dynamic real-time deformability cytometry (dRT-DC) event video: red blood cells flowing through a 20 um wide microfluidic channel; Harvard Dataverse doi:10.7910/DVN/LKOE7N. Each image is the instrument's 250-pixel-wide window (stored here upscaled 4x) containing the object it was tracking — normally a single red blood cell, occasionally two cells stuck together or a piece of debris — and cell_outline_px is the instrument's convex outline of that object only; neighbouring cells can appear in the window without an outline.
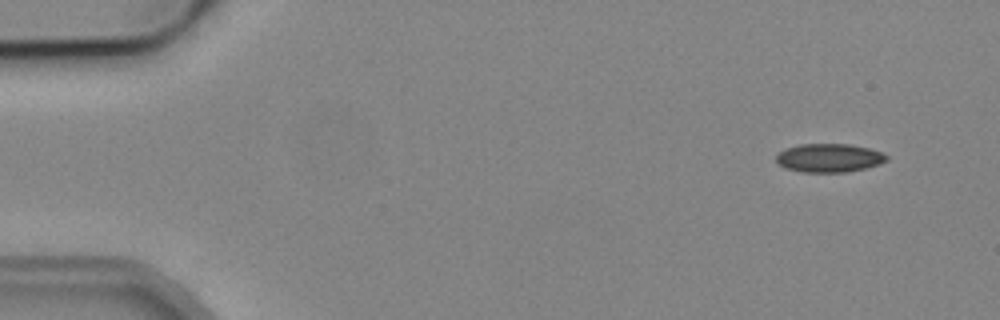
{"species": "common noctule bat (a hibernating species)", "species_latin": "Nyctalus noctula", "temperature_condition": "cold", "stored_images_in_passage": 6, "camera_frame_rate_fps": 3000, "um_per_image_px": 0.085, "animal": {"sex": "male", "body_mass_g": 19.2, "forearm_length_mm": 51.8}, "frame": {"image": 1, "passage_image": 1, "time_ms": 0.0, "image_size_px": [1000, 320], "cell_outline_px": [[888, 160], [880, 164], [864, 168], [844, 172], [804, 172], [784, 168], [776, 164], [776, 156], [784, 148], [800, 144], [848, 144], [868, 148], [884, 152], [888, 156]], "centroid_in_image_um": [70.46, 13.42], "position_along_channel_um": 14.5, "area_um2": 18.5}}
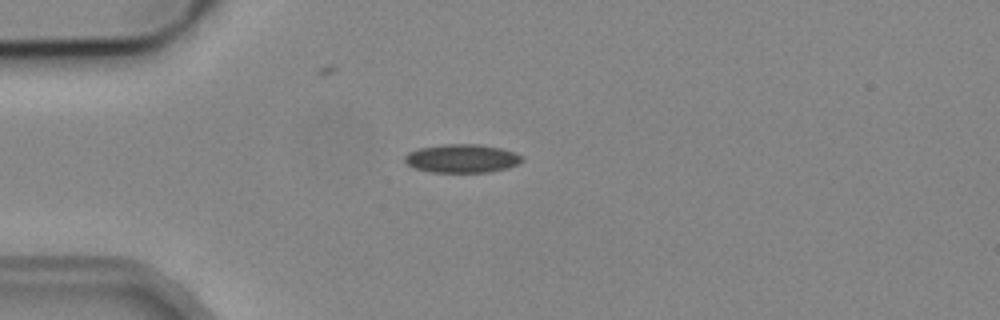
{"frame": {"image": 2, "passage_image": 4, "time_ms": 3.333, "image_size_px": [1000, 320], "cell_outline_px": [[524, 160], [520, 164], [508, 168], [488, 172], [432, 172], [416, 168], [408, 164], [404, 160], [404, 156], [408, 152], [420, 148], [444, 144], [476, 144], [500, 148], [516, 152]], "centroid_in_image_um": [39.29, 13.47], "position_along_channel_um": 45.7, "area_um2": 19.42}}
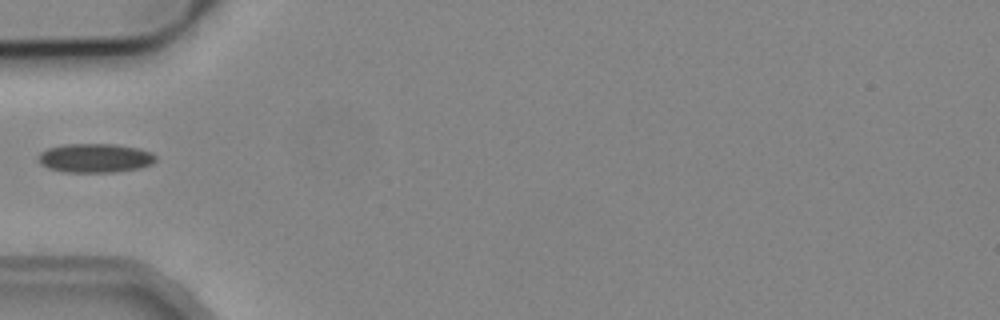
{"frame": {"image": 3, "passage_image": 5, "time_ms": 4.667, "image_size_px": [1000, 320], "cell_outline_px": [[156, 160], [152, 164], [140, 168], [112, 172], [64, 172], [48, 168], [40, 164], [40, 152], [48, 148], [64, 144], [116, 144], [140, 148], [152, 152], [156, 156]], "centroid_in_image_um": [8.12, 13.43], "position_along_channel_um": 76.9, "area_um2": 19.94}}